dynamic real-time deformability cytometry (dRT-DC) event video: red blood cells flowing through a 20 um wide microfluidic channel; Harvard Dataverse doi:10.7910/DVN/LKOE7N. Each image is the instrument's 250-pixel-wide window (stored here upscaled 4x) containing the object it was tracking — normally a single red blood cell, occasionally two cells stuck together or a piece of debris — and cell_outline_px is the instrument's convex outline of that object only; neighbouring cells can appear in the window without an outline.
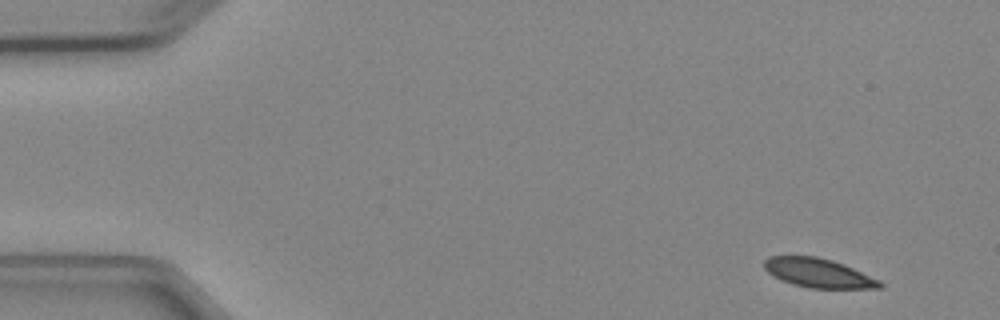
{"species": "Egyptian fruit bat (a non-hibernating species)", "species_latin": "Rousettus aegyptiacus", "temperature_condition": "cold", "stored_images_in_passage": 4, "camera_frame_rate_fps": 3000, "um_per_image_px": 0.085, "animal": {"sex": "female"}, "frame": {"image": 1, "passage_image": 1, "time_ms": 0.0, "image_size_px": [1000, 320], "cell_outline_px": [[884, 284], [880, 288], [808, 288], [792, 284], [780, 280], [768, 272], [764, 268], [764, 260], [768, 256], [816, 256], [832, 260], [844, 264], [880, 280]], "centroid_in_image_um": [69.55, 23.2], "position_along_channel_um": 15.4, "area_um2": 19.65}}
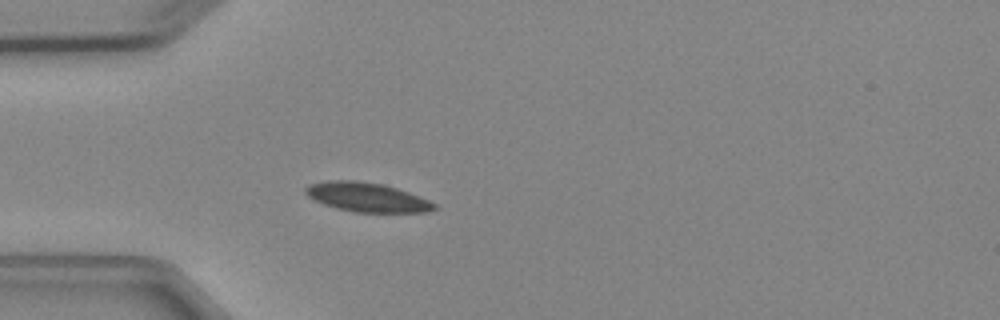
{"frame": {"image": 2, "passage_image": 4, "time_ms": 3.667, "image_size_px": [1000, 320], "cell_outline_px": [[440, 208], [428, 212], [352, 212], [336, 208], [324, 204], [308, 196], [304, 192], [304, 188], [308, 184], [328, 180], [356, 180], [380, 184], [396, 188], [408, 192], [428, 200], [436, 204]], "centroid_in_image_um": [31.18, 16.76], "position_along_channel_um": 53.8, "area_um2": 21.91}}